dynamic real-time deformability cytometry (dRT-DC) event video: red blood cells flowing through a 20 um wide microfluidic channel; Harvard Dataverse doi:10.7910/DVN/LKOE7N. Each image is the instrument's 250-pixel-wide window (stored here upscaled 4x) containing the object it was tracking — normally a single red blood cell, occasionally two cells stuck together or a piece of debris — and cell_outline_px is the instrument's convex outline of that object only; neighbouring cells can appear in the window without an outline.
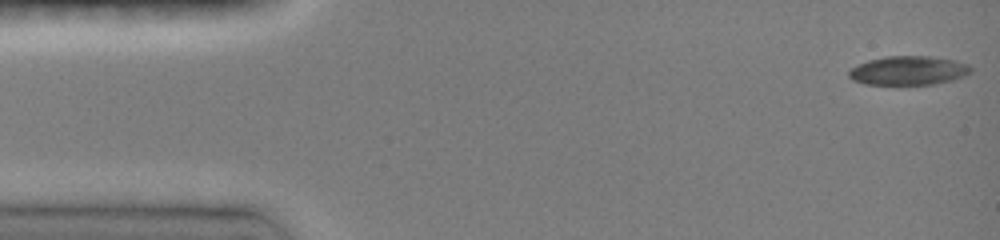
{"species": "common noctule bat (a hibernating species)", "species_latin": "Nyctalus noctula", "temperature_condition": "room temperature", "stored_images_in_passage": 12, "camera_frame_rate_fps": 3000, "um_per_image_px": 0.085, "animal": {"sex": "female", "body_mass_g": 19.0, "forearm_length_mm": 51.5}, "frame": {"image": 1, "passage_image": 1, "time_ms": 0.0, "image_size_px": [1000, 240], "cell_outline_px": [[972, 72], [964, 76], [952, 80], [932, 84], [864, 84], [852, 80], [848, 76], [848, 72], [852, 68], [868, 60], [884, 56], [928, 56], [956, 60], [968, 64], [972, 68]], "centroid_in_image_um": [77.23, 5.99], "position_along_channel_um": 7.8, "area_um2": 20.58}}
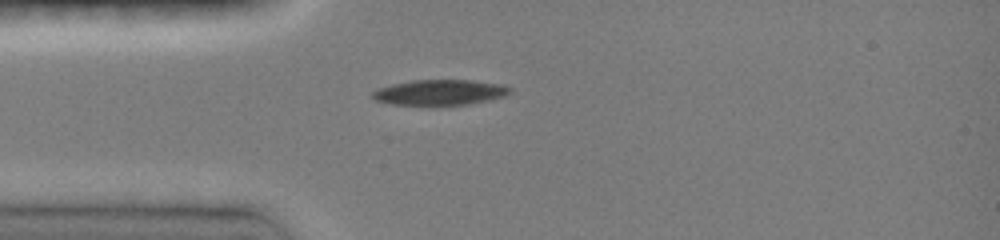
{"frame": {"image": 2, "passage_image": 11, "time_ms": 3.667, "image_size_px": [1000, 240], "cell_outline_px": [[512, 92], [504, 96], [488, 100], [468, 104], [428, 108], [388, 104], [376, 100], [372, 96], [372, 92], [376, 88], [392, 84], [412, 80], [472, 80], [504, 84], [512, 88]], "centroid_in_image_um": [37.35, 7.89], "position_along_channel_um": 47.6, "area_um2": 21.44}}